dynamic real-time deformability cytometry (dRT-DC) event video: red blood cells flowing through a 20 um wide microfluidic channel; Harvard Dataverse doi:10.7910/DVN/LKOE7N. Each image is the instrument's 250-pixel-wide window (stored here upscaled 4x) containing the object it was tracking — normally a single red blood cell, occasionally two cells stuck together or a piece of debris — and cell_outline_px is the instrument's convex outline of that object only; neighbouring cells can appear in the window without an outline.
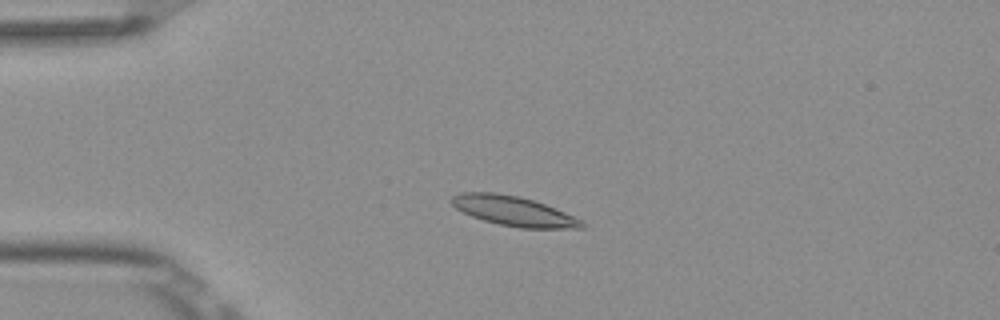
{"species": "Egyptian fruit bat (a non-hibernating species)", "species_latin": "Rousettus aegyptiacus", "temperature_condition": "room temperature", "stored_images_in_passage": 4, "camera_frame_rate_fps": 3000, "um_per_image_px": 0.085, "frame": {"image": 1, "passage_image": 3, "time_ms": 0.667, "image_size_px": [1000, 320], "cell_outline_px": [[584, 228], [520, 228], [500, 224], [484, 220], [472, 216], [456, 208], [448, 200], [452, 196], [460, 192], [496, 192], [520, 196], [544, 204], [564, 212], [580, 220], [584, 224]], "centroid_in_image_um": [43.6, 17.92], "position_along_channel_um": 41.4, "area_um2": 22.31}}